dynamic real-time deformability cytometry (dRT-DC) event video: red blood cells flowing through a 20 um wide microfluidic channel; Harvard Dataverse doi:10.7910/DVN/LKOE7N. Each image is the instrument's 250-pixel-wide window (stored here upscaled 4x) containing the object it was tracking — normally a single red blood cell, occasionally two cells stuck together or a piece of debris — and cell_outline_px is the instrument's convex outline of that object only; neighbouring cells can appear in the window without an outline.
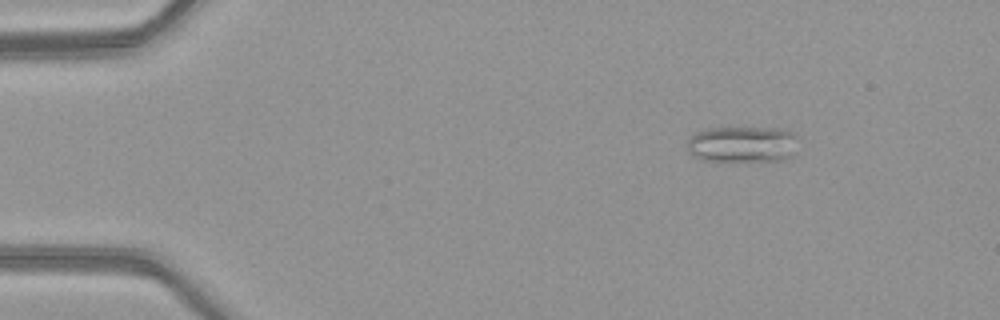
{"species": "common noctule bat (a hibernating species)", "species_latin": "Nyctalus noctula", "temperature_condition": "warm", "stored_images_in_passage": 4, "camera_frame_rate_fps": 3000, "um_per_image_px": 0.085, "animal": {"sex": "female", "body_mass_g": 21.9}, "frame": {"image": 1, "passage_image": 1, "time_ms": 0.0, "image_size_px": [1000, 320], "cell_outline_px": [[796, 152], [792, 156], [784, 160], [700, 160], [692, 156], [688, 152], [688, 140], [696, 132], [708, 128], [788, 128], [796, 132]], "centroid_in_image_um": [63.16, 12.25], "position_along_channel_um": 21.8, "area_um2": 23.64}}
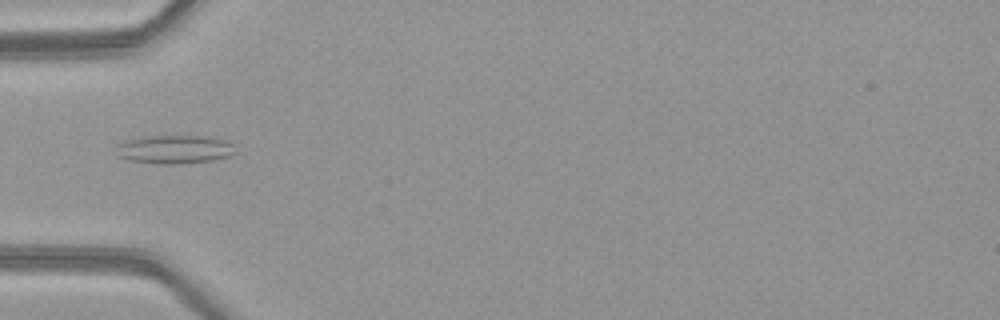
{"frame": {"image": 2, "passage_image": 4, "time_ms": 1.0, "image_size_px": [1000, 320], "cell_outline_px": [[236, 152], [228, 156], [212, 160], [180, 164], [160, 164], [128, 160], [116, 156], [120, 144], [128, 140], [140, 136], [208, 136], [228, 140], [232, 144]], "centroid_in_image_um": [14.86, 12.69], "position_along_channel_um": 70.1, "area_um2": 19.83}}